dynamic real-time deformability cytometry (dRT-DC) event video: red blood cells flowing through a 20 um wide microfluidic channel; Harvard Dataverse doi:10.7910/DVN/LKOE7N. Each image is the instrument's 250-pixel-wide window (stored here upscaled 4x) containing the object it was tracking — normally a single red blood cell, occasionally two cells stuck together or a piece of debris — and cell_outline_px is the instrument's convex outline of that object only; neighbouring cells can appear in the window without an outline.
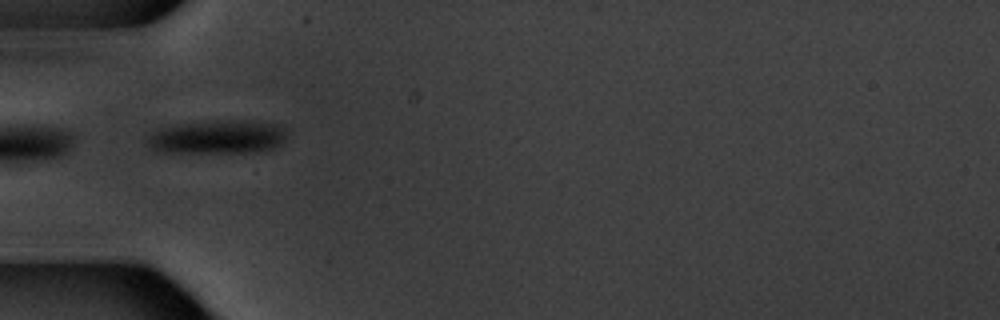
{"species": "common noctule bat (a hibernating species)", "species_latin": "Nyctalus noctula", "temperature_condition": "warm", "stored_images_in_passage": 9, "camera_frame_rate_fps": 3000, "um_per_image_px": 0.085, "animal": {"sex": "male", "body_mass_g": 20.1, "forearm_length_mm": 53.5}, "frame": {"image": 1, "passage_image": 6, "time_ms": 6.0, "image_size_px": [1000, 320], "cell_outline_px": [[284, 140], [280, 144], [272, 148], [256, 152], [156, 152], [144, 140], [144, 136], [160, 128], [180, 124], [212, 120], [244, 120], [280, 124], [284, 128]], "centroid_in_image_um": [18.43, 11.63], "position_along_channel_um": 66.6, "area_um2": 27.57}}